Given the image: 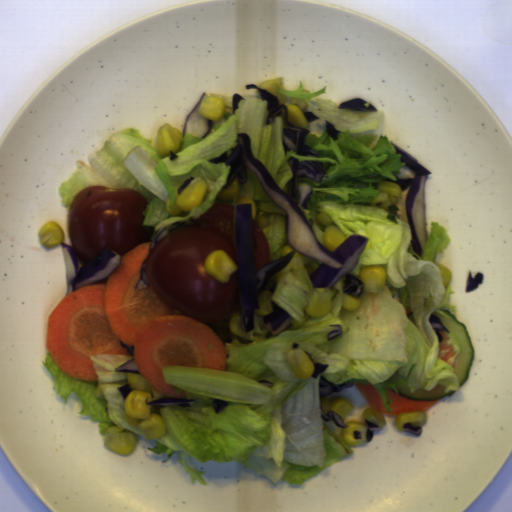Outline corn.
Returning a JSON list of instances; mask_svg holds the SVG:
<instances>
[{
    "instance_id": "11",
    "label": "corn",
    "mask_w": 512,
    "mask_h": 512,
    "mask_svg": "<svg viewBox=\"0 0 512 512\" xmlns=\"http://www.w3.org/2000/svg\"><path fill=\"white\" fill-rule=\"evenodd\" d=\"M315 221L324 226V246L332 252L347 238L345 232L324 211L317 213Z\"/></svg>"
},
{
    "instance_id": "17",
    "label": "corn",
    "mask_w": 512,
    "mask_h": 512,
    "mask_svg": "<svg viewBox=\"0 0 512 512\" xmlns=\"http://www.w3.org/2000/svg\"><path fill=\"white\" fill-rule=\"evenodd\" d=\"M272 291L263 289L262 292L259 294V309H255V313H257L260 316H267L268 314L275 312L272 300Z\"/></svg>"
},
{
    "instance_id": "9",
    "label": "corn",
    "mask_w": 512,
    "mask_h": 512,
    "mask_svg": "<svg viewBox=\"0 0 512 512\" xmlns=\"http://www.w3.org/2000/svg\"><path fill=\"white\" fill-rule=\"evenodd\" d=\"M358 279L364 283L362 293L384 292L387 281L386 269L381 265H367L360 269Z\"/></svg>"
},
{
    "instance_id": "6",
    "label": "corn",
    "mask_w": 512,
    "mask_h": 512,
    "mask_svg": "<svg viewBox=\"0 0 512 512\" xmlns=\"http://www.w3.org/2000/svg\"><path fill=\"white\" fill-rule=\"evenodd\" d=\"M138 440L139 435L133 431L110 425L103 436V445L120 456H127L137 447Z\"/></svg>"
},
{
    "instance_id": "21",
    "label": "corn",
    "mask_w": 512,
    "mask_h": 512,
    "mask_svg": "<svg viewBox=\"0 0 512 512\" xmlns=\"http://www.w3.org/2000/svg\"><path fill=\"white\" fill-rule=\"evenodd\" d=\"M292 251L293 250H292L290 244H286V245L282 246V248H281V257L282 256H286L287 254H289Z\"/></svg>"
},
{
    "instance_id": "1",
    "label": "corn",
    "mask_w": 512,
    "mask_h": 512,
    "mask_svg": "<svg viewBox=\"0 0 512 512\" xmlns=\"http://www.w3.org/2000/svg\"><path fill=\"white\" fill-rule=\"evenodd\" d=\"M127 383L132 390L123 399L125 420L131 426L138 428L146 440H157L167 433V425L160 414L152 412L151 406L145 404L153 401L152 392L148 391L149 384L141 375L126 372Z\"/></svg>"
},
{
    "instance_id": "5",
    "label": "corn",
    "mask_w": 512,
    "mask_h": 512,
    "mask_svg": "<svg viewBox=\"0 0 512 512\" xmlns=\"http://www.w3.org/2000/svg\"><path fill=\"white\" fill-rule=\"evenodd\" d=\"M203 266L211 277L222 284H227L232 274L240 268L227 250L218 248L204 258Z\"/></svg>"
},
{
    "instance_id": "7",
    "label": "corn",
    "mask_w": 512,
    "mask_h": 512,
    "mask_svg": "<svg viewBox=\"0 0 512 512\" xmlns=\"http://www.w3.org/2000/svg\"><path fill=\"white\" fill-rule=\"evenodd\" d=\"M183 133L170 122L158 127L156 135V147L160 157L170 156L178 151L182 143Z\"/></svg>"
},
{
    "instance_id": "14",
    "label": "corn",
    "mask_w": 512,
    "mask_h": 512,
    "mask_svg": "<svg viewBox=\"0 0 512 512\" xmlns=\"http://www.w3.org/2000/svg\"><path fill=\"white\" fill-rule=\"evenodd\" d=\"M40 243L45 249L51 250L66 242L64 232L56 221H47L39 230Z\"/></svg>"
},
{
    "instance_id": "18",
    "label": "corn",
    "mask_w": 512,
    "mask_h": 512,
    "mask_svg": "<svg viewBox=\"0 0 512 512\" xmlns=\"http://www.w3.org/2000/svg\"><path fill=\"white\" fill-rule=\"evenodd\" d=\"M240 189H241V184H239V180L236 176L235 179L233 180V182L230 184V186L227 189H222L218 193L217 199L227 200V201L234 199V198L238 197V195L240 193Z\"/></svg>"
},
{
    "instance_id": "2",
    "label": "corn",
    "mask_w": 512,
    "mask_h": 512,
    "mask_svg": "<svg viewBox=\"0 0 512 512\" xmlns=\"http://www.w3.org/2000/svg\"><path fill=\"white\" fill-rule=\"evenodd\" d=\"M208 190L207 182L203 177H194L190 180L184 190L178 195L177 186H174V201L169 208L171 196L168 192L165 210L168 215L178 216L182 212H190L193 208L200 206Z\"/></svg>"
},
{
    "instance_id": "3",
    "label": "corn",
    "mask_w": 512,
    "mask_h": 512,
    "mask_svg": "<svg viewBox=\"0 0 512 512\" xmlns=\"http://www.w3.org/2000/svg\"><path fill=\"white\" fill-rule=\"evenodd\" d=\"M365 420L378 424V428L371 427L370 431H380L386 424V419L382 413L371 407H366L362 410V419H349L344 421L348 428H340V433L346 444L349 446H358L367 443V430L368 427Z\"/></svg>"
},
{
    "instance_id": "8",
    "label": "corn",
    "mask_w": 512,
    "mask_h": 512,
    "mask_svg": "<svg viewBox=\"0 0 512 512\" xmlns=\"http://www.w3.org/2000/svg\"><path fill=\"white\" fill-rule=\"evenodd\" d=\"M284 358L296 378H310L315 370L313 360L300 347L289 348Z\"/></svg>"
},
{
    "instance_id": "12",
    "label": "corn",
    "mask_w": 512,
    "mask_h": 512,
    "mask_svg": "<svg viewBox=\"0 0 512 512\" xmlns=\"http://www.w3.org/2000/svg\"><path fill=\"white\" fill-rule=\"evenodd\" d=\"M378 195L370 200V206L388 209L401 199L403 190L397 182L380 181L377 185Z\"/></svg>"
},
{
    "instance_id": "20",
    "label": "corn",
    "mask_w": 512,
    "mask_h": 512,
    "mask_svg": "<svg viewBox=\"0 0 512 512\" xmlns=\"http://www.w3.org/2000/svg\"><path fill=\"white\" fill-rule=\"evenodd\" d=\"M236 205L237 204H251L252 206V220H256V216H257V206H256V202L254 199L250 198V197H245V196H238L236 201H235Z\"/></svg>"
},
{
    "instance_id": "13",
    "label": "corn",
    "mask_w": 512,
    "mask_h": 512,
    "mask_svg": "<svg viewBox=\"0 0 512 512\" xmlns=\"http://www.w3.org/2000/svg\"><path fill=\"white\" fill-rule=\"evenodd\" d=\"M225 109V100L220 96L205 95L199 103L197 113L215 122L224 117Z\"/></svg>"
},
{
    "instance_id": "10",
    "label": "corn",
    "mask_w": 512,
    "mask_h": 512,
    "mask_svg": "<svg viewBox=\"0 0 512 512\" xmlns=\"http://www.w3.org/2000/svg\"><path fill=\"white\" fill-rule=\"evenodd\" d=\"M332 290L326 287L312 288L309 301L304 309L309 317H320L331 311Z\"/></svg>"
},
{
    "instance_id": "19",
    "label": "corn",
    "mask_w": 512,
    "mask_h": 512,
    "mask_svg": "<svg viewBox=\"0 0 512 512\" xmlns=\"http://www.w3.org/2000/svg\"><path fill=\"white\" fill-rule=\"evenodd\" d=\"M359 296L352 294H344L341 302V307L347 311H354L360 304Z\"/></svg>"
},
{
    "instance_id": "15",
    "label": "corn",
    "mask_w": 512,
    "mask_h": 512,
    "mask_svg": "<svg viewBox=\"0 0 512 512\" xmlns=\"http://www.w3.org/2000/svg\"><path fill=\"white\" fill-rule=\"evenodd\" d=\"M321 410L326 414L328 410H332L336 414H338L343 421L347 418V416L354 410L355 406L352 402H350L345 397H335L332 400L323 399L320 400Z\"/></svg>"
},
{
    "instance_id": "4",
    "label": "corn",
    "mask_w": 512,
    "mask_h": 512,
    "mask_svg": "<svg viewBox=\"0 0 512 512\" xmlns=\"http://www.w3.org/2000/svg\"><path fill=\"white\" fill-rule=\"evenodd\" d=\"M258 88L267 89L277 96L279 103H285L288 108V121L295 126L304 127L308 130L309 122L306 119L303 109L307 108L309 105L303 100L299 99H290L289 97L279 94V89H282L284 86V78L276 77L270 78L259 83Z\"/></svg>"
},
{
    "instance_id": "16",
    "label": "corn",
    "mask_w": 512,
    "mask_h": 512,
    "mask_svg": "<svg viewBox=\"0 0 512 512\" xmlns=\"http://www.w3.org/2000/svg\"><path fill=\"white\" fill-rule=\"evenodd\" d=\"M395 418V427L399 432H404L403 425L411 423L415 426H424L428 421V414L425 411L401 412Z\"/></svg>"
}]
</instances>
